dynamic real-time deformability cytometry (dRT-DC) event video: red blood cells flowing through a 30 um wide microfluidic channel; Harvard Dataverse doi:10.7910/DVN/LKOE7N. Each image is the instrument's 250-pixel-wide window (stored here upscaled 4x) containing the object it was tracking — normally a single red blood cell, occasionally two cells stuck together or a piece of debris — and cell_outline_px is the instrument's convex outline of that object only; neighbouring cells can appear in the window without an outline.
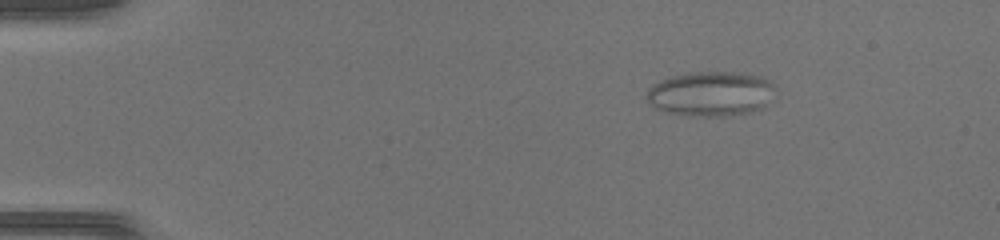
{"species": "common noctule bat (a hibernating species)", "species_latin": "Nyctalus noctula", "temperature_condition": "warm", "stored_images_in_passage": 51, "camera_frame_rate_fps": 3000, "um_per_image_px": 0.085, "animal": {"sex": "female", "body_mass_g": 17.0, "forearm_length_mm": 48.0}, "frame": {"image": 1, "passage_image": 8, "time_ms": 2.333, "image_size_px": [1000, 240], "cell_outline_px": [[776, 88], [764, 108], [748, 112], [724, 116], [696, 116], [664, 112], [656, 108], [644, 96], [648, 88], [652, 84], [660, 80], [672, 76], [688, 72], [740, 72], [760, 76], [776, 84]], "centroid_in_image_um": [60.41, 7.96], "position_along_channel_um": 24.6, "area_um2": 33.81}}
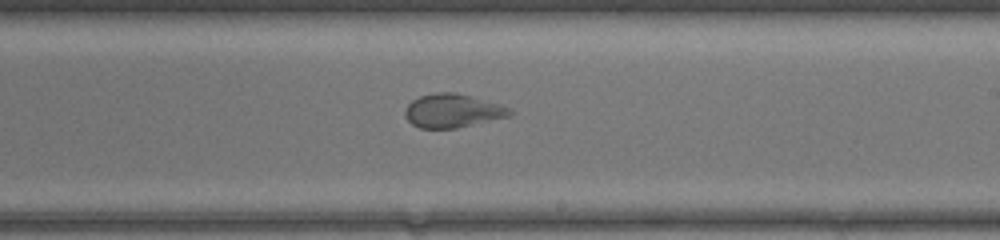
{"frame": {"image": 2, "passage_image": 31, "time_ms": 10.0, "image_size_px": [1000, 240], "cell_outline_px": [[512, 112], [508, 116], [456, 128], [420, 128], [412, 124], [408, 120], [404, 112], [404, 108], [412, 100], [420, 96], [436, 92], [456, 92], [472, 96], [500, 104], [512, 108]], "centroid_in_image_um": [38.45, 9.4], "position_along_channel_um": 250.6, "area_um2": 20.46}}
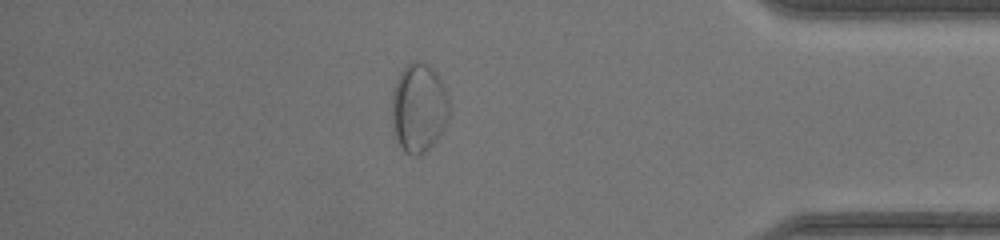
{"frame": {"image": 3, "passage_image": 44, "time_ms": 14.333, "image_size_px": [1000, 240], "cell_outline_px": [[448, 116], [444, 128], [436, 140], [420, 156], [412, 156], [404, 152], [396, 136], [392, 124], [392, 92], [400, 72], [412, 60], [420, 60], [428, 64], [440, 76], [448, 96]], "centroid_in_image_um": [35.6, 9.14], "position_along_channel_um": 399.6, "area_um2": 29.82}}